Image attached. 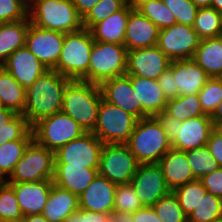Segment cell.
<instances>
[{
  "instance_id": "1",
  "label": "cell",
  "mask_w": 222,
  "mask_h": 222,
  "mask_svg": "<svg viewBox=\"0 0 222 222\" xmlns=\"http://www.w3.org/2000/svg\"><path fill=\"white\" fill-rule=\"evenodd\" d=\"M70 81L54 69H48L26 89L22 115L31 127L62 110L64 91Z\"/></svg>"
},
{
  "instance_id": "2",
  "label": "cell",
  "mask_w": 222,
  "mask_h": 222,
  "mask_svg": "<svg viewBox=\"0 0 222 222\" xmlns=\"http://www.w3.org/2000/svg\"><path fill=\"white\" fill-rule=\"evenodd\" d=\"M102 100L100 86L83 80H71L65 88L62 112L75 120L85 132L92 133Z\"/></svg>"
},
{
  "instance_id": "3",
  "label": "cell",
  "mask_w": 222,
  "mask_h": 222,
  "mask_svg": "<svg viewBox=\"0 0 222 222\" xmlns=\"http://www.w3.org/2000/svg\"><path fill=\"white\" fill-rule=\"evenodd\" d=\"M30 23L35 26L66 33L83 29L82 17L72 0H30Z\"/></svg>"
},
{
  "instance_id": "4",
  "label": "cell",
  "mask_w": 222,
  "mask_h": 222,
  "mask_svg": "<svg viewBox=\"0 0 222 222\" xmlns=\"http://www.w3.org/2000/svg\"><path fill=\"white\" fill-rule=\"evenodd\" d=\"M126 144L139 164H158L172 148L156 116L139 119Z\"/></svg>"
},
{
  "instance_id": "5",
  "label": "cell",
  "mask_w": 222,
  "mask_h": 222,
  "mask_svg": "<svg viewBox=\"0 0 222 222\" xmlns=\"http://www.w3.org/2000/svg\"><path fill=\"white\" fill-rule=\"evenodd\" d=\"M94 42L89 29L66 33L54 70L70 80L88 82V68Z\"/></svg>"
},
{
  "instance_id": "6",
  "label": "cell",
  "mask_w": 222,
  "mask_h": 222,
  "mask_svg": "<svg viewBox=\"0 0 222 222\" xmlns=\"http://www.w3.org/2000/svg\"><path fill=\"white\" fill-rule=\"evenodd\" d=\"M127 52L124 44L95 41L88 68V82L100 85L108 79L126 74Z\"/></svg>"
},
{
  "instance_id": "7",
  "label": "cell",
  "mask_w": 222,
  "mask_h": 222,
  "mask_svg": "<svg viewBox=\"0 0 222 222\" xmlns=\"http://www.w3.org/2000/svg\"><path fill=\"white\" fill-rule=\"evenodd\" d=\"M138 119L107 101L101 100L93 134L103 144H126Z\"/></svg>"
},
{
  "instance_id": "8",
  "label": "cell",
  "mask_w": 222,
  "mask_h": 222,
  "mask_svg": "<svg viewBox=\"0 0 222 222\" xmlns=\"http://www.w3.org/2000/svg\"><path fill=\"white\" fill-rule=\"evenodd\" d=\"M54 167L55 152L48 150L33 139L6 181L8 183H29L53 180Z\"/></svg>"
},
{
  "instance_id": "9",
  "label": "cell",
  "mask_w": 222,
  "mask_h": 222,
  "mask_svg": "<svg viewBox=\"0 0 222 222\" xmlns=\"http://www.w3.org/2000/svg\"><path fill=\"white\" fill-rule=\"evenodd\" d=\"M32 133L37 143L55 152L85 131L69 115L60 111L35 123Z\"/></svg>"
},
{
  "instance_id": "10",
  "label": "cell",
  "mask_w": 222,
  "mask_h": 222,
  "mask_svg": "<svg viewBox=\"0 0 222 222\" xmlns=\"http://www.w3.org/2000/svg\"><path fill=\"white\" fill-rule=\"evenodd\" d=\"M139 163L127 144H103L100 153L99 175L117 185L130 183Z\"/></svg>"
},
{
  "instance_id": "11",
  "label": "cell",
  "mask_w": 222,
  "mask_h": 222,
  "mask_svg": "<svg viewBox=\"0 0 222 222\" xmlns=\"http://www.w3.org/2000/svg\"><path fill=\"white\" fill-rule=\"evenodd\" d=\"M103 143L93 133L85 132L55 151V165H76L99 169Z\"/></svg>"
},
{
  "instance_id": "12",
  "label": "cell",
  "mask_w": 222,
  "mask_h": 222,
  "mask_svg": "<svg viewBox=\"0 0 222 222\" xmlns=\"http://www.w3.org/2000/svg\"><path fill=\"white\" fill-rule=\"evenodd\" d=\"M201 39L193 27L176 23L160 29L157 47L171 60L192 59Z\"/></svg>"
},
{
  "instance_id": "13",
  "label": "cell",
  "mask_w": 222,
  "mask_h": 222,
  "mask_svg": "<svg viewBox=\"0 0 222 222\" xmlns=\"http://www.w3.org/2000/svg\"><path fill=\"white\" fill-rule=\"evenodd\" d=\"M130 184L144 207H152L171 191L159 164H139Z\"/></svg>"
},
{
  "instance_id": "14",
  "label": "cell",
  "mask_w": 222,
  "mask_h": 222,
  "mask_svg": "<svg viewBox=\"0 0 222 222\" xmlns=\"http://www.w3.org/2000/svg\"><path fill=\"white\" fill-rule=\"evenodd\" d=\"M65 34L46 30L30 23L26 34V47L48 69H54L60 57Z\"/></svg>"
},
{
  "instance_id": "15",
  "label": "cell",
  "mask_w": 222,
  "mask_h": 222,
  "mask_svg": "<svg viewBox=\"0 0 222 222\" xmlns=\"http://www.w3.org/2000/svg\"><path fill=\"white\" fill-rule=\"evenodd\" d=\"M170 62L157 46L134 49L127 52L126 74L157 80Z\"/></svg>"
},
{
  "instance_id": "16",
  "label": "cell",
  "mask_w": 222,
  "mask_h": 222,
  "mask_svg": "<svg viewBox=\"0 0 222 222\" xmlns=\"http://www.w3.org/2000/svg\"><path fill=\"white\" fill-rule=\"evenodd\" d=\"M99 86L105 101L134 115L138 120L142 119V105L129 75L124 74L105 80Z\"/></svg>"
},
{
  "instance_id": "17",
  "label": "cell",
  "mask_w": 222,
  "mask_h": 222,
  "mask_svg": "<svg viewBox=\"0 0 222 222\" xmlns=\"http://www.w3.org/2000/svg\"><path fill=\"white\" fill-rule=\"evenodd\" d=\"M212 131L213 122L207 114L178 121L177 138L171 143L172 148L186 152L205 146Z\"/></svg>"
},
{
  "instance_id": "18",
  "label": "cell",
  "mask_w": 222,
  "mask_h": 222,
  "mask_svg": "<svg viewBox=\"0 0 222 222\" xmlns=\"http://www.w3.org/2000/svg\"><path fill=\"white\" fill-rule=\"evenodd\" d=\"M21 86L27 89L48 68L25 46L13 52L2 65Z\"/></svg>"
},
{
  "instance_id": "19",
  "label": "cell",
  "mask_w": 222,
  "mask_h": 222,
  "mask_svg": "<svg viewBox=\"0 0 222 222\" xmlns=\"http://www.w3.org/2000/svg\"><path fill=\"white\" fill-rule=\"evenodd\" d=\"M13 186L23 216L42 214L53 180L9 183Z\"/></svg>"
},
{
  "instance_id": "20",
  "label": "cell",
  "mask_w": 222,
  "mask_h": 222,
  "mask_svg": "<svg viewBox=\"0 0 222 222\" xmlns=\"http://www.w3.org/2000/svg\"><path fill=\"white\" fill-rule=\"evenodd\" d=\"M117 184L97 175L79 197V209L111 214Z\"/></svg>"
},
{
  "instance_id": "21",
  "label": "cell",
  "mask_w": 222,
  "mask_h": 222,
  "mask_svg": "<svg viewBox=\"0 0 222 222\" xmlns=\"http://www.w3.org/2000/svg\"><path fill=\"white\" fill-rule=\"evenodd\" d=\"M160 29L137 9L128 17L124 46L128 51L157 46Z\"/></svg>"
},
{
  "instance_id": "22",
  "label": "cell",
  "mask_w": 222,
  "mask_h": 222,
  "mask_svg": "<svg viewBox=\"0 0 222 222\" xmlns=\"http://www.w3.org/2000/svg\"><path fill=\"white\" fill-rule=\"evenodd\" d=\"M169 68L173 71L179 96L198 94L205 83L211 78L195 60H173Z\"/></svg>"
},
{
  "instance_id": "23",
  "label": "cell",
  "mask_w": 222,
  "mask_h": 222,
  "mask_svg": "<svg viewBox=\"0 0 222 222\" xmlns=\"http://www.w3.org/2000/svg\"><path fill=\"white\" fill-rule=\"evenodd\" d=\"M158 164L163 170L165 183L171 191L196 180L184 151L171 148Z\"/></svg>"
},
{
  "instance_id": "24",
  "label": "cell",
  "mask_w": 222,
  "mask_h": 222,
  "mask_svg": "<svg viewBox=\"0 0 222 222\" xmlns=\"http://www.w3.org/2000/svg\"><path fill=\"white\" fill-rule=\"evenodd\" d=\"M132 86L142 105V118L157 116L165 110L167 99L157 80L130 76Z\"/></svg>"
},
{
  "instance_id": "25",
  "label": "cell",
  "mask_w": 222,
  "mask_h": 222,
  "mask_svg": "<svg viewBox=\"0 0 222 222\" xmlns=\"http://www.w3.org/2000/svg\"><path fill=\"white\" fill-rule=\"evenodd\" d=\"M98 174V169L76 165H55L53 184L80 197Z\"/></svg>"
},
{
  "instance_id": "26",
  "label": "cell",
  "mask_w": 222,
  "mask_h": 222,
  "mask_svg": "<svg viewBox=\"0 0 222 222\" xmlns=\"http://www.w3.org/2000/svg\"><path fill=\"white\" fill-rule=\"evenodd\" d=\"M78 209L79 197L53 184L42 215L48 222H64Z\"/></svg>"
},
{
  "instance_id": "27",
  "label": "cell",
  "mask_w": 222,
  "mask_h": 222,
  "mask_svg": "<svg viewBox=\"0 0 222 222\" xmlns=\"http://www.w3.org/2000/svg\"><path fill=\"white\" fill-rule=\"evenodd\" d=\"M133 8L126 4L121 10L109 15L105 20L95 24L91 29L94 41L124 44L126 24Z\"/></svg>"
},
{
  "instance_id": "28",
  "label": "cell",
  "mask_w": 222,
  "mask_h": 222,
  "mask_svg": "<svg viewBox=\"0 0 222 222\" xmlns=\"http://www.w3.org/2000/svg\"><path fill=\"white\" fill-rule=\"evenodd\" d=\"M210 77L222 74V35L200 41L193 57Z\"/></svg>"
},
{
  "instance_id": "29",
  "label": "cell",
  "mask_w": 222,
  "mask_h": 222,
  "mask_svg": "<svg viewBox=\"0 0 222 222\" xmlns=\"http://www.w3.org/2000/svg\"><path fill=\"white\" fill-rule=\"evenodd\" d=\"M29 25V16L16 22L0 23V66L13 52L25 46Z\"/></svg>"
},
{
  "instance_id": "30",
  "label": "cell",
  "mask_w": 222,
  "mask_h": 222,
  "mask_svg": "<svg viewBox=\"0 0 222 222\" xmlns=\"http://www.w3.org/2000/svg\"><path fill=\"white\" fill-rule=\"evenodd\" d=\"M15 140H33L32 127L22 114L3 108L0 110V146Z\"/></svg>"
},
{
  "instance_id": "31",
  "label": "cell",
  "mask_w": 222,
  "mask_h": 222,
  "mask_svg": "<svg viewBox=\"0 0 222 222\" xmlns=\"http://www.w3.org/2000/svg\"><path fill=\"white\" fill-rule=\"evenodd\" d=\"M26 89L0 66V100L4 108L22 114L25 108Z\"/></svg>"
},
{
  "instance_id": "32",
  "label": "cell",
  "mask_w": 222,
  "mask_h": 222,
  "mask_svg": "<svg viewBox=\"0 0 222 222\" xmlns=\"http://www.w3.org/2000/svg\"><path fill=\"white\" fill-rule=\"evenodd\" d=\"M165 111L179 121L206 115L203 112L198 94L178 96L174 99H169L166 103Z\"/></svg>"
},
{
  "instance_id": "33",
  "label": "cell",
  "mask_w": 222,
  "mask_h": 222,
  "mask_svg": "<svg viewBox=\"0 0 222 222\" xmlns=\"http://www.w3.org/2000/svg\"><path fill=\"white\" fill-rule=\"evenodd\" d=\"M193 29L201 40L221 36L222 14L212 7L198 9Z\"/></svg>"
},
{
  "instance_id": "34",
  "label": "cell",
  "mask_w": 222,
  "mask_h": 222,
  "mask_svg": "<svg viewBox=\"0 0 222 222\" xmlns=\"http://www.w3.org/2000/svg\"><path fill=\"white\" fill-rule=\"evenodd\" d=\"M31 141H8L0 146V181H6L9 178Z\"/></svg>"
},
{
  "instance_id": "35",
  "label": "cell",
  "mask_w": 222,
  "mask_h": 222,
  "mask_svg": "<svg viewBox=\"0 0 222 222\" xmlns=\"http://www.w3.org/2000/svg\"><path fill=\"white\" fill-rule=\"evenodd\" d=\"M188 222H222V199L206 192L187 217Z\"/></svg>"
},
{
  "instance_id": "36",
  "label": "cell",
  "mask_w": 222,
  "mask_h": 222,
  "mask_svg": "<svg viewBox=\"0 0 222 222\" xmlns=\"http://www.w3.org/2000/svg\"><path fill=\"white\" fill-rule=\"evenodd\" d=\"M206 192L202 182L198 179L173 190V193L179 201L180 207L187 217L193 212L200 202L201 197H204Z\"/></svg>"
},
{
  "instance_id": "37",
  "label": "cell",
  "mask_w": 222,
  "mask_h": 222,
  "mask_svg": "<svg viewBox=\"0 0 222 222\" xmlns=\"http://www.w3.org/2000/svg\"><path fill=\"white\" fill-rule=\"evenodd\" d=\"M137 10L152 21L159 29L175 25L176 17L163 0H151L141 4Z\"/></svg>"
},
{
  "instance_id": "38",
  "label": "cell",
  "mask_w": 222,
  "mask_h": 222,
  "mask_svg": "<svg viewBox=\"0 0 222 222\" xmlns=\"http://www.w3.org/2000/svg\"><path fill=\"white\" fill-rule=\"evenodd\" d=\"M186 154L195 179L200 180L203 176L219 168L206 145L186 151Z\"/></svg>"
},
{
  "instance_id": "39",
  "label": "cell",
  "mask_w": 222,
  "mask_h": 222,
  "mask_svg": "<svg viewBox=\"0 0 222 222\" xmlns=\"http://www.w3.org/2000/svg\"><path fill=\"white\" fill-rule=\"evenodd\" d=\"M152 208L162 222H188L173 191L161 198Z\"/></svg>"
},
{
  "instance_id": "40",
  "label": "cell",
  "mask_w": 222,
  "mask_h": 222,
  "mask_svg": "<svg viewBox=\"0 0 222 222\" xmlns=\"http://www.w3.org/2000/svg\"><path fill=\"white\" fill-rule=\"evenodd\" d=\"M126 4L124 0H100L82 18L83 28L90 30L95 24L118 12Z\"/></svg>"
},
{
  "instance_id": "41",
  "label": "cell",
  "mask_w": 222,
  "mask_h": 222,
  "mask_svg": "<svg viewBox=\"0 0 222 222\" xmlns=\"http://www.w3.org/2000/svg\"><path fill=\"white\" fill-rule=\"evenodd\" d=\"M13 186L7 181H0V222L22 218Z\"/></svg>"
},
{
  "instance_id": "42",
  "label": "cell",
  "mask_w": 222,
  "mask_h": 222,
  "mask_svg": "<svg viewBox=\"0 0 222 222\" xmlns=\"http://www.w3.org/2000/svg\"><path fill=\"white\" fill-rule=\"evenodd\" d=\"M203 112L212 115L222 101V80L211 77L198 93Z\"/></svg>"
},
{
  "instance_id": "43",
  "label": "cell",
  "mask_w": 222,
  "mask_h": 222,
  "mask_svg": "<svg viewBox=\"0 0 222 222\" xmlns=\"http://www.w3.org/2000/svg\"><path fill=\"white\" fill-rule=\"evenodd\" d=\"M144 207L130 183L119 184L115 191L114 211L134 213Z\"/></svg>"
},
{
  "instance_id": "44",
  "label": "cell",
  "mask_w": 222,
  "mask_h": 222,
  "mask_svg": "<svg viewBox=\"0 0 222 222\" xmlns=\"http://www.w3.org/2000/svg\"><path fill=\"white\" fill-rule=\"evenodd\" d=\"M176 17L177 23L193 27L198 8L192 0H163Z\"/></svg>"
},
{
  "instance_id": "45",
  "label": "cell",
  "mask_w": 222,
  "mask_h": 222,
  "mask_svg": "<svg viewBox=\"0 0 222 222\" xmlns=\"http://www.w3.org/2000/svg\"><path fill=\"white\" fill-rule=\"evenodd\" d=\"M28 7L29 5L24 0H0V23L26 19Z\"/></svg>"
},
{
  "instance_id": "46",
  "label": "cell",
  "mask_w": 222,
  "mask_h": 222,
  "mask_svg": "<svg viewBox=\"0 0 222 222\" xmlns=\"http://www.w3.org/2000/svg\"><path fill=\"white\" fill-rule=\"evenodd\" d=\"M167 100L179 96V88L176 85L173 71L168 67L157 79Z\"/></svg>"
},
{
  "instance_id": "47",
  "label": "cell",
  "mask_w": 222,
  "mask_h": 222,
  "mask_svg": "<svg viewBox=\"0 0 222 222\" xmlns=\"http://www.w3.org/2000/svg\"><path fill=\"white\" fill-rule=\"evenodd\" d=\"M200 181L208 193L222 199V168L203 176Z\"/></svg>"
},
{
  "instance_id": "48",
  "label": "cell",
  "mask_w": 222,
  "mask_h": 222,
  "mask_svg": "<svg viewBox=\"0 0 222 222\" xmlns=\"http://www.w3.org/2000/svg\"><path fill=\"white\" fill-rule=\"evenodd\" d=\"M156 117L162 124L168 140L172 143L177 138L179 120L168 114L165 110L160 112Z\"/></svg>"
},
{
  "instance_id": "49",
  "label": "cell",
  "mask_w": 222,
  "mask_h": 222,
  "mask_svg": "<svg viewBox=\"0 0 222 222\" xmlns=\"http://www.w3.org/2000/svg\"><path fill=\"white\" fill-rule=\"evenodd\" d=\"M64 222H106V214L89 210L78 209Z\"/></svg>"
},
{
  "instance_id": "50",
  "label": "cell",
  "mask_w": 222,
  "mask_h": 222,
  "mask_svg": "<svg viewBox=\"0 0 222 222\" xmlns=\"http://www.w3.org/2000/svg\"><path fill=\"white\" fill-rule=\"evenodd\" d=\"M211 155L217 161L219 168H222V138L217 136L213 131L209 136V140L206 144Z\"/></svg>"
},
{
  "instance_id": "51",
  "label": "cell",
  "mask_w": 222,
  "mask_h": 222,
  "mask_svg": "<svg viewBox=\"0 0 222 222\" xmlns=\"http://www.w3.org/2000/svg\"><path fill=\"white\" fill-rule=\"evenodd\" d=\"M132 215L133 222H162L152 207H142Z\"/></svg>"
},
{
  "instance_id": "52",
  "label": "cell",
  "mask_w": 222,
  "mask_h": 222,
  "mask_svg": "<svg viewBox=\"0 0 222 222\" xmlns=\"http://www.w3.org/2000/svg\"><path fill=\"white\" fill-rule=\"evenodd\" d=\"M79 15L83 18L100 0H72Z\"/></svg>"
},
{
  "instance_id": "53",
  "label": "cell",
  "mask_w": 222,
  "mask_h": 222,
  "mask_svg": "<svg viewBox=\"0 0 222 222\" xmlns=\"http://www.w3.org/2000/svg\"><path fill=\"white\" fill-rule=\"evenodd\" d=\"M106 222H133V215L132 213L113 211L111 214H106Z\"/></svg>"
},
{
  "instance_id": "54",
  "label": "cell",
  "mask_w": 222,
  "mask_h": 222,
  "mask_svg": "<svg viewBox=\"0 0 222 222\" xmlns=\"http://www.w3.org/2000/svg\"><path fill=\"white\" fill-rule=\"evenodd\" d=\"M212 122H222V101L217 106L214 113L211 115Z\"/></svg>"
},
{
  "instance_id": "55",
  "label": "cell",
  "mask_w": 222,
  "mask_h": 222,
  "mask_svg": "<svg viewBox=\"0 0 222 222\" xmlns=\"http://www.w3.org/2000/svg\"><path fill=\"white\" fill-rule=\"evenodd\" d=\"M26 222H48L42 214L26 216Z\"/></svg>"
},
{
  "instance_id": "56",
  "label": "cell",
  "mask_w": 222,
  "mask_h": 222,
  "mask_svg": "<svg viewBox=\"0 0 222 222\" xmlns=\"http://www.w3.org/2000/svg\"><path fill=\"white\" fill-rule=\"evenodd\" d=\"M198 9L211 7L212 0H192Z\"/></svg>"
},
{
  "instance_id": "57",
  "label": "cell",
  "mask_w": 222,
  "mask_h": 222,
  "mask_svg": "<svg viewBox=\"0 0 222 222\" xmlns=\"http://www.w3.org/2000/svg\"><path fill=\"white\" fill-rule=\"evenodd\" d=\"M213 132L222 138V122H213Z\"/></svg>"
},
{
  "instance_id": "58",
  "label": "cell",
  "mask_w": 222,
  "mask_h": 222,
  "mask_svg": "<svg viewBox=\"0 0 222 222\" xmlns=\"http://www.w3.org/2000/svg\"><path fill=\"white\" fill-rule=\"evenodd\" d=\"M149 1L151 0H129L127 4L130 5L133 9H137L141 4Z\"/></svg>"
},
{
  "instance_id": "59",
  "label": "cell",
  "mask_w": 222,
  "mask_h": 222,
  "mask_svg": "<svg viewBox=\"0 0 222 222\" xmlns=\"http://www.w3.org/2000/svg\"><path fill=\"white\" fill-rule=\"evenodd\" d=\"M211 7L222 14V0H212Z\"/></svg>"
},
{
  "instance_id": "60",
  "label": "cell",
  "mask_w": 222,
  "mask_h": 222,
  "mask_svg": "<svg viewBox=\"0 0 222 222\" xmlns=\"http://www.w3.org/2000/svg\"><path fill=\"white\" fill-rule=\"evenodd\" d=\"M1 222H26V216H23L22 218H19V219L6 220V221H1Z\"/></svg>"
},
{
  "instance_id": "61",
  "label": "cell",
  "mask_w": 222,
  "mask_h": 222,
  "mask_svg": "<svg viewBox=\"0 0 222 222\" xmlns=\"http://www.w3.org/2000/svg\"><path fill=\"white\" fill-rule=\"evenodd\" d=\"M3 108L4 107H3L2 103H1V100H0V110L3 109Z\"/></svg>"
},
{
  "instance_id": "62",
  "label": "cell",
  "mask_w": 222,
  "mask_h": 222,
  "mask_svg": "<svg viewBox=\"0 0 222 222\" xmlns=\"http://www.w3.org/2000/svg\"><path fill=\"white\" fill-rule=\"evenodd\" d=\"M28 5H29V3H30V0H24Z\"/></svg>"
}]
</instances>
